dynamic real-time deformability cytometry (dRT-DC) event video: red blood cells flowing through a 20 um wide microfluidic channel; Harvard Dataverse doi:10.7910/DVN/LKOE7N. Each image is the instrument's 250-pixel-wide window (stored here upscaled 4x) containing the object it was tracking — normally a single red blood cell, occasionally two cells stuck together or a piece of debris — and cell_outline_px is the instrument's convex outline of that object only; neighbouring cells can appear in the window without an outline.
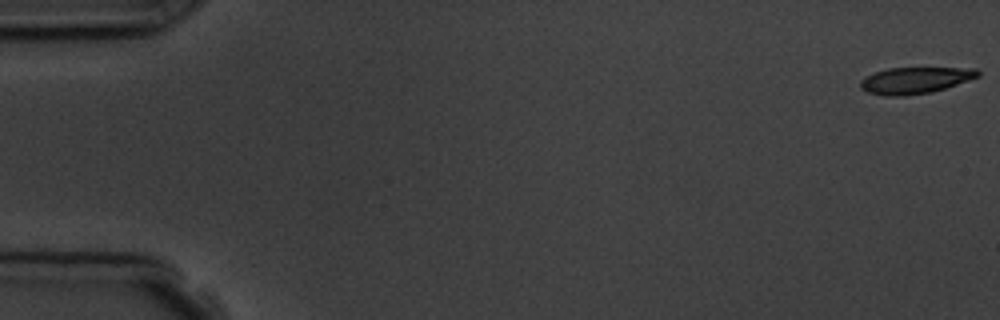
{"species": "common noctule bat (a hibernating species)", "species_latin": "Nyctalus noctula", "temperature_condition": "room temperature", "stored_images_in_passage": 5, "camera_frame_rate_fps": 3000, "um_per_image_px": 0.085, "animal": {"sex": "male", "body_mass_g": 19.5, "forearm_length_mm": 54.6}, "frame": {"image": 1, "passage_image": 1, "time_ms": 0.0, "image_size_px": [1000, 320], "cell_outline_px": [[980, 76], [932, 92], [904, 96], [884, 96], [868, 92], [860, 88], [860, 80], [864, 76], [888, 68], [976, 68], [980, 72]], "centroid_in_image_um": [77.75, 6.83], "position_along_channel_um": 7.3, "area_um2": 18.09}}
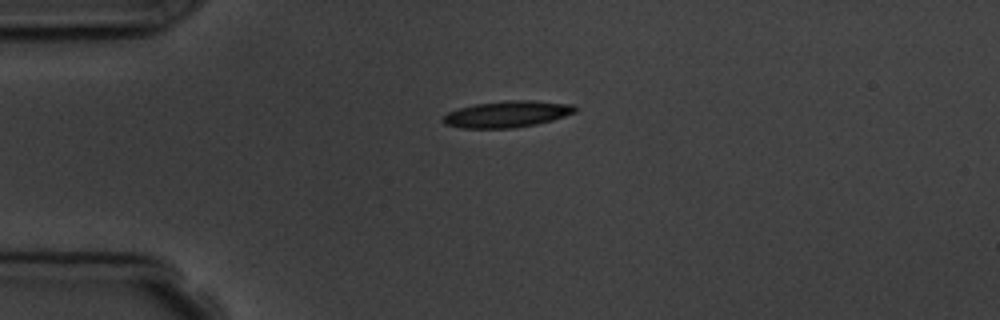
{"frame": {"image": 2, "passage_image": 4, "time_ms": 4.333, "image_size_px": [1000, 320], "cell_outline_px": [[580, 108], [576, 112], [552, 120], [536, 124], [512, 128], [460, 128], [444, 124], [444, 116], [448, 112], [456, 108], [476, 104], [508, 100], [532, 100], [572, 104]], "centroid_in_image_um": [43.13, 9.69], "position_along_channel_um": 41.9, "area_um2": 20.4}}